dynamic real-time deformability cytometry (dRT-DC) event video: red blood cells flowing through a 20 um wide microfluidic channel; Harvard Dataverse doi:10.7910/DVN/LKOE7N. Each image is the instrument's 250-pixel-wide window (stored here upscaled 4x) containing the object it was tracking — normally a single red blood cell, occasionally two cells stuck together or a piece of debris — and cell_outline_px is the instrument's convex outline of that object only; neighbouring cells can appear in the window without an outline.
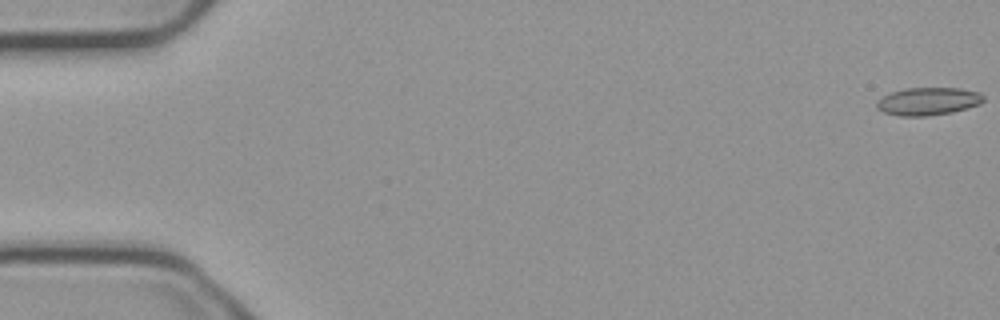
{"species": "common noctule bat (a hibernating species)", "species_latin": "Nyctalus noctula", "temperature_condition": "cold", "stored_images_in_passage": 55, "camera_frame_rate_fps": 3000, "um_per_image_px": 0.085, "animal": {"sex": "male", "body_mass_g": 23.1, "forearm_length_mm": 52.7}, "frame": {"image": 1, "passage_image": 1, "time_ms": 0.0, "image_size_px": [1000, 320], "cell_outline_px": [[984, 100], [980, 104], [952, 112], [928, 116], [900, 116], [884, 112], [876, 108], [876, 100], [892, 92], [904, 88], [960, 88], [980, 92], [984, 96]], "centroid_in_image_um": [78.89, 8.61], "position_along_channel_um": 6.1, "area_um2": 17.34}}
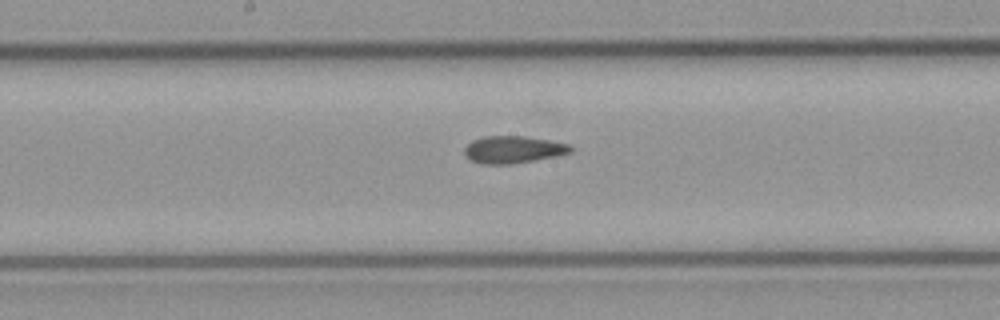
{"frame": {"image": 2, "passage_image": 29, "time_ms": 9.333, "image_size_px": [1000, 320], "cell_outline_px": [[572, 152], [556, 156], [512, 164], [484, 164], [472, 160], [464, 156], [464, 148], [472, 140], [484, 136], [524, 136], [548, 140], [568, 144], [572, 148]], "centroid_in_image_um": [43.59, 12.71], "position_along_channel_um": 204.6, "area_um2": 16.76}}
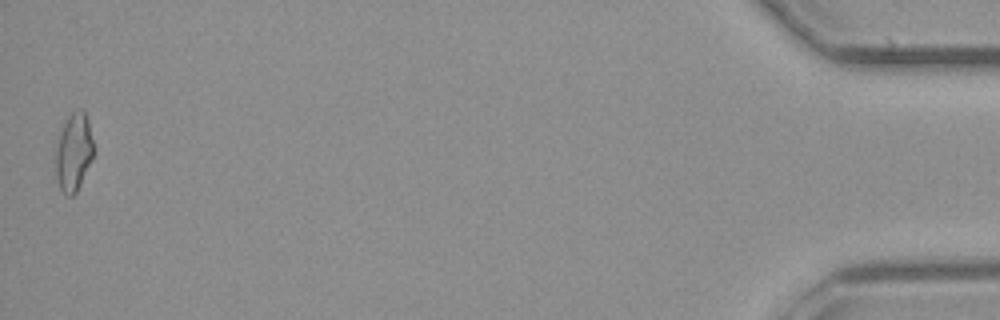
{"frame": {"image": 3, "passage_image": 55, "time_ms": 18.0, "image_size_px": [1000, 320], "cell_outline_px": [[92, 160], [76, 192], [72, 196], [64, 196], [60, 188], [56, 176], [56, 148], [64, 124], [68, 116], [72, 112], [80, 108], [84, 112], [88, 120], [92, 140]], "centroid_in_image_um": [6.26, 12.96], "position_along_channel_um": 428.9, "area_um2": 16.82}, "authors_computed_cell_mechanics": {"area_um2": 16.762, "velocity_mm_per_s": 3.7478, "shape_relaxation_time_tau1_ms": null, "shape_relaxation_time_tau2_ms": 3.1398, "deformation_change_tau1": null, "deformation_change_tau2": 0.0993}}